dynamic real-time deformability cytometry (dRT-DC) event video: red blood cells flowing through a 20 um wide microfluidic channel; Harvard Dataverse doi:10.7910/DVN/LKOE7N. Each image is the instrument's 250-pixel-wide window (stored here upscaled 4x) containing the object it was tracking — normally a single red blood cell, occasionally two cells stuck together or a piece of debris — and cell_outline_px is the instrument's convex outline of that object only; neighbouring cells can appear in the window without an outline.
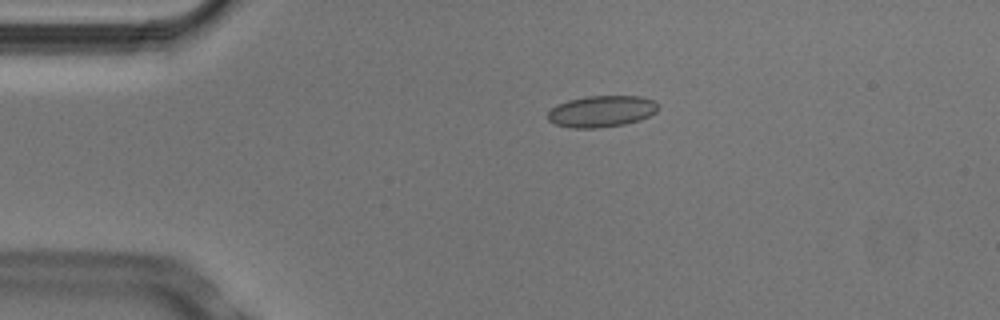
{"species": "Egyptian fruit bat (a non-hibernating species)", "species_latin": "Rousettus aegyptiacus", "temperature_condition": "cold", "stored_images_in_passage": 5, "camera_frame_rate_fps": 3000, "um_per_image_px": 0.085, "animal": {"sex": "male"}, "frame": {"image": 1, "passage_image": 3, "time_ms": 0.667, "image_size_px": [1000, 320], "cell_outline_px": [[660, 108], [656, 112], [640, 120], [624, 124], [596, 128], [572, 128], [556, 124], [548, 120], [548, 112], [556, 104], [568, 100], [588, 96], [640, 96], [652, 100]], "centroid_in_image_um": [51.12, 9.46], "position_along_channel_um": 33.9, "area_um2": 20.17}}